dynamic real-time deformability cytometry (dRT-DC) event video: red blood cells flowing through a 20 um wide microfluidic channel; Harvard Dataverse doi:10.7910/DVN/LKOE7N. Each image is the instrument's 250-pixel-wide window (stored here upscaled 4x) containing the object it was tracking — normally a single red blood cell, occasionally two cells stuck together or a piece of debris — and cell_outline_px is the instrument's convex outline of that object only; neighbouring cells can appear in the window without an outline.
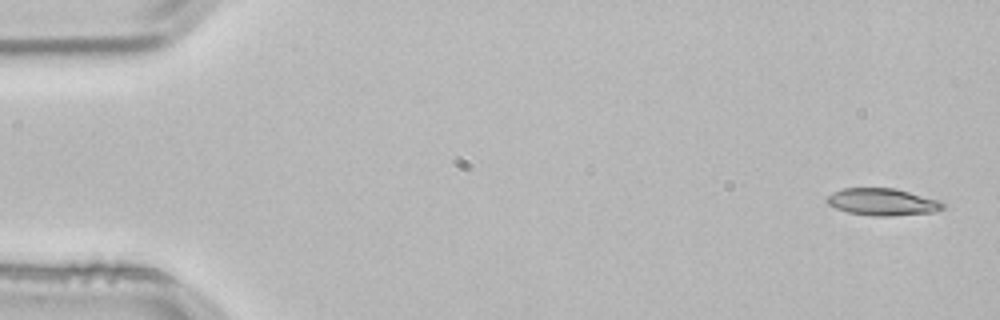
{"species": "common noctule bat (a hibernating species)", "species_latin": "Nyctalus noctula", "temperature_condition": "room temperature", "stored_images_in_passage": 4, "camera_frame_rate_fps": 3000, "um_per_image_px": 0.085, "animal": {"sex": "male", "body_mass_g": 21.5, "forearm_length_mm": 52.0}, "frame": {"image": 1, "passage_image": 1, "time_ms": 0.0, "image_size_px": [1000, 320], "cell_outline_px": [[944, 208], [936, 212], [892, 216], [872, 216], [848, 212], [836, 208], [828, 204], [824, 200], [832, 192], [840, 188], [896, 188], [940, 200], [944, 204]], "centroid_in_image_um": [75.01, 17.16], "position_along_channel_um": 10.0, "area_um2": 18.55}}
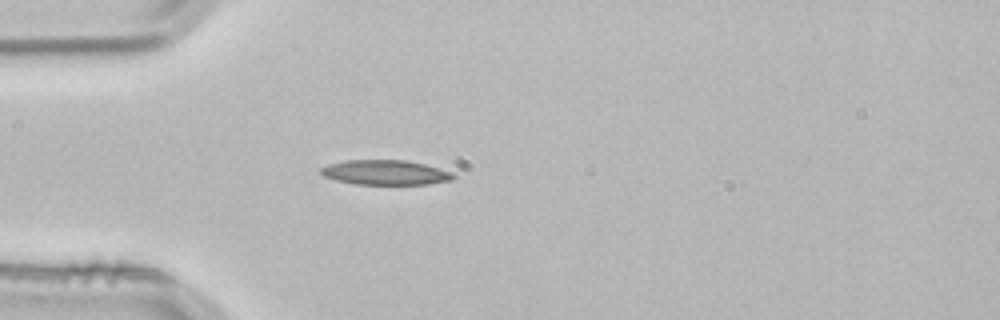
{"frame": {"image": 2, "passage_image": 4, "time_ms": 1.0, "image_size_px": [1000, 320], "cell_outline_px": [[456, 176], [452, 180], [428, 184], [356, 184], [336, 180], [324, 176], [320, 172], [320, 168], [328, 164], [344, 160], [404, 160], [424, 164], [452, 172]], "centroid_in_image_um": [32.74, 14.66], "position_along_channel_um": 52.3, "area_um2": 19.07}}